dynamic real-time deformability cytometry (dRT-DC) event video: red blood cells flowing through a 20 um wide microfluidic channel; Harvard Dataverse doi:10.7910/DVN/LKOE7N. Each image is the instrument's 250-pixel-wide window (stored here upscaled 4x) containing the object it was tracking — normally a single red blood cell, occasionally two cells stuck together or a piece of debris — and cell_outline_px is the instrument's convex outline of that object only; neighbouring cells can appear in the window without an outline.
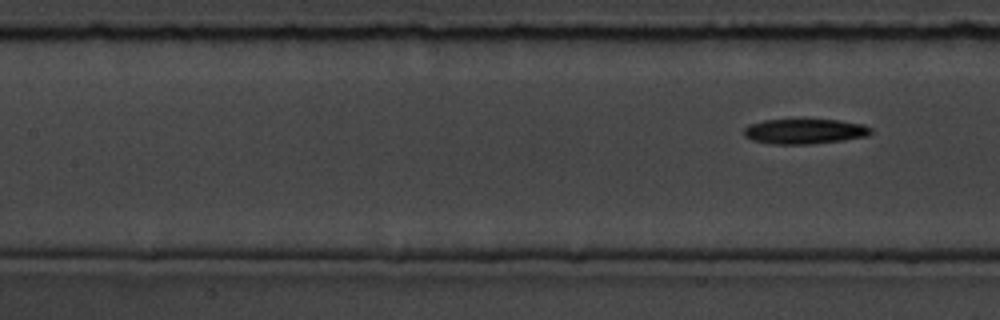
{"species": "common noctule bat (a hibernating species)", "species_latin": "Nyctalus noctula", "temperature_condition": "room temperature", "stored_images_in_passage": 8, "segment_of_instrument_passage": [2, 2], "camera_frame_rate_fps": 3000, "um_per_image_px": 0.085, "animal": {"sex": "male", "body_mass_g": 19.5, "forearm_length_mm": 54.6}, "frame": {"image": 1, "passage_image": 8, "time_ms": 9.0, "image_size_px": [1000, 320], "cell_outline_px": [[872, 132], [868, 136], [844, 140], [812, 144], [772, 144], [752, 140], [744, 136], [744, 128], [748, 124], [764, 120], [840, 120], [864, 124], [872, 128]], "centroid_in_image_um": [68.41, 11.17], "position_along_channel_um": 139.0, "area_um2": 18.67}}